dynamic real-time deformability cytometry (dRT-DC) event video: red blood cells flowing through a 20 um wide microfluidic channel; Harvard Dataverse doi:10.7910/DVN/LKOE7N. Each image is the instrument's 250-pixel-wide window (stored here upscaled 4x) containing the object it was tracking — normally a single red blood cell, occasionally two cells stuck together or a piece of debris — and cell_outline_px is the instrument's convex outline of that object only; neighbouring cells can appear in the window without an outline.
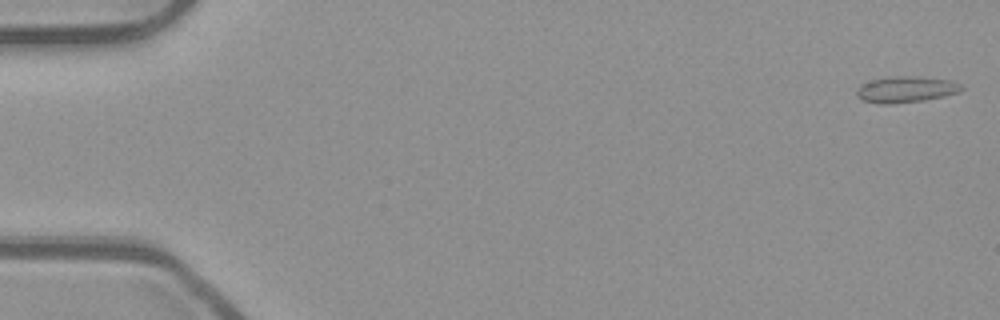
{"species": "common noctule bat (a hibernating species)", "species_latin": "Nyctalus noctula", "temperature_condition": "room temperature", "stored_images_in_passage": 50, "camera_frame_rate_fps": 3000, "um_per_image_px": 0.085, "animal": {"sex": "male", "body_mass_g": 23.1, "forearm_length_mm": 52.7}, "frame": {"image": 1, "passage_image": 1, "time_ms": 0.0, "image_size_px": [1000, 320], "cell_outline_px": [[964, 88], [960, 92], [944, 96], [924, 100], [888, 104], [880, 104], [860, 100], [856, 96], [856, 92], [860, 84], [872, 80], [888, 76], [916, 76], [948, 80], [960, 84]], "centroid_in_image_um": [76.96, 7.6], "position_along_channel_um": 8.0, "area_um2": 16.07}}
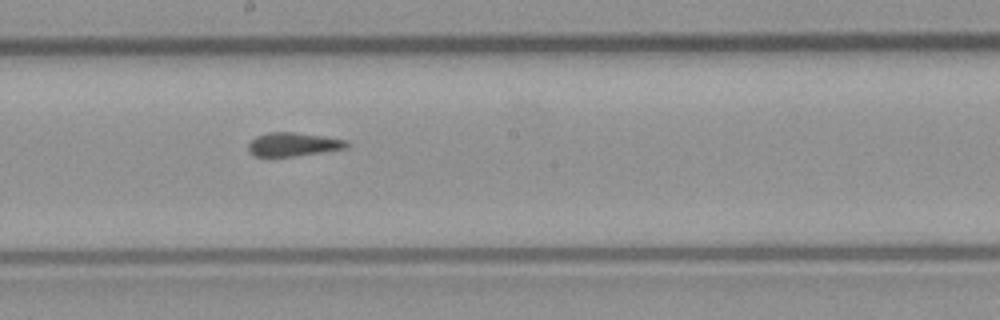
{"frame": {"image": 2, "passage_image": 29, "time_ms": 9.333, "image_size_px": [1000, 320], "cell_outline_px": [[348, 144], [344, 148], [320, 152], [268, 160], [252, 156], [248, 152], [248, 144], [256, 136], [268, 132], [296, 132], [348, 140]], "centroid_in_image_um": [24.79, 12.31], "position_along_channel_um": 223.4, "area_um2": 14.05}}
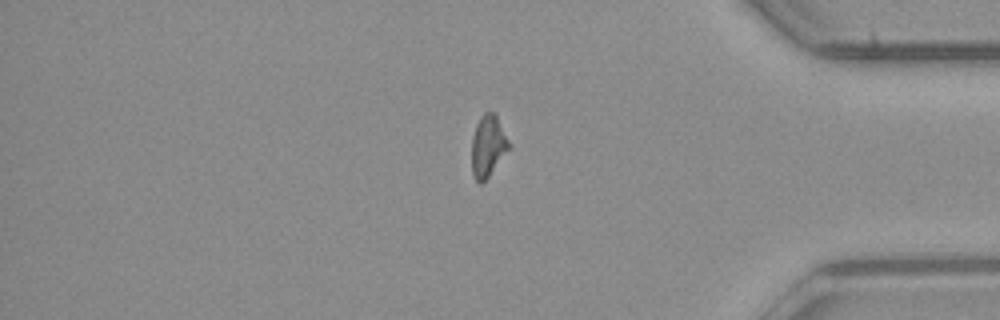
{"frame": {"image": 3, "passage_image": 44, "time_ms": 14.333, "image_size_px": [1000, 320], "cell_outline_px": [[512, 144], [488, 176], [480, 184], [472, 176], [472, 136], [476, 124], [480, 116], [484, 112], [492, 112], [496, 116]], "centroid_in_image_um": [41.47, 12.39], "position_along_channel_um": 393.7, "area_um2": 13.24}}